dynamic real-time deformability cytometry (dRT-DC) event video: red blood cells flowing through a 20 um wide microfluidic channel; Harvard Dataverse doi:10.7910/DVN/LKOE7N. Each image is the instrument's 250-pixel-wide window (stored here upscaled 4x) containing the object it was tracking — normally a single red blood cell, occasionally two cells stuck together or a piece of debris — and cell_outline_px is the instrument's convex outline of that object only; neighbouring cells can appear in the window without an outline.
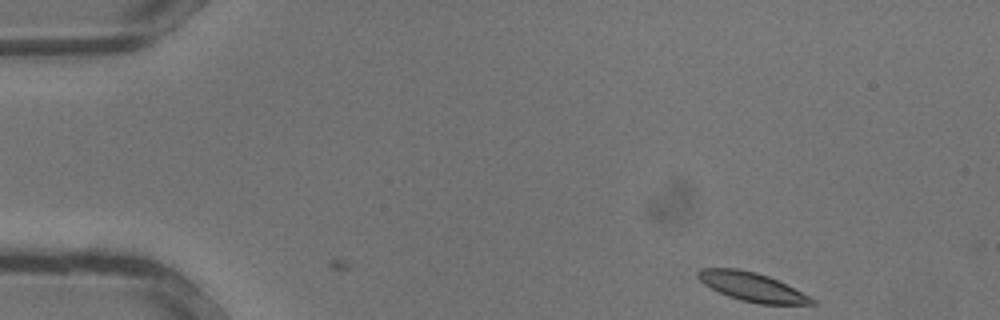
{"species": "common noctule bat (a hibernating species)", "species_latin": "Nyctalus noctula", "temperature_condition": "warm", "stored_images_in_passage": 32, "camera_frame_rate_fps": 3000, "um_per_image_px": 0.085, "animal": {"sex": "male", "body_mass_g": 13.3}, "frame": {"image": 1, "passage_image": 1, "time_ms": 0.0, "image_size_px": [1000, 320], "cell_outline_px": [[816, 304], [760, 304], [740, 300], [728, 296], [704, 284], [696, 276], [696, 272], [700, 268], [736, 268], [756, 272], [768, 276], [816, 300]], "centroid_in_image_um": [63.86, 24.37], "position_along_channel_um": 21.1, "area_um2": 18.79}}
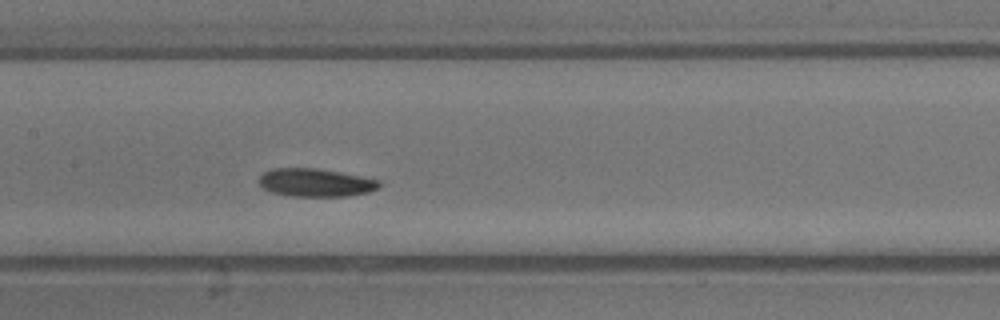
{"frame": {"image": 2, "passage_image": 14, "time_ms": 4.333, "image_size_px": [1000, 320], "cell_outline_px": [[384, 184], [380, 188], [368, 192], [348, 196], [292, 196], [272, 192], [264, 188], [256, 180], [264, 172], [272, 168], [316, 168], [340, 172], [380, 180]], "centroid_in_image_um": [26.85, 15.52], "position_along_channel_um": 180.5, "area_um2": 19.83}}
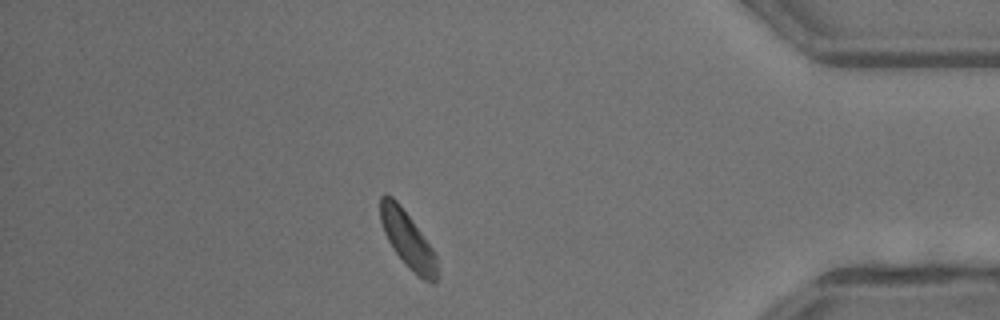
{"frame": {"image": 3, "passage_image": 27, "time_ms": 8.667, "image_size_px": [1000, 320], "cell_outline_px": [[440, 276], [436, 284], [432, 284], [424, 280], [412, 272], [392, 248], [384, 232], [380, 220], [380, 196], [384, 192], [392, 196], [396, 200], [412, 220], [432, 248], [436, 256]], "centroid_in_image_um": [34.68, 20.42], "position_along_channel_um": 400.5, "area_um2": 18.9}}